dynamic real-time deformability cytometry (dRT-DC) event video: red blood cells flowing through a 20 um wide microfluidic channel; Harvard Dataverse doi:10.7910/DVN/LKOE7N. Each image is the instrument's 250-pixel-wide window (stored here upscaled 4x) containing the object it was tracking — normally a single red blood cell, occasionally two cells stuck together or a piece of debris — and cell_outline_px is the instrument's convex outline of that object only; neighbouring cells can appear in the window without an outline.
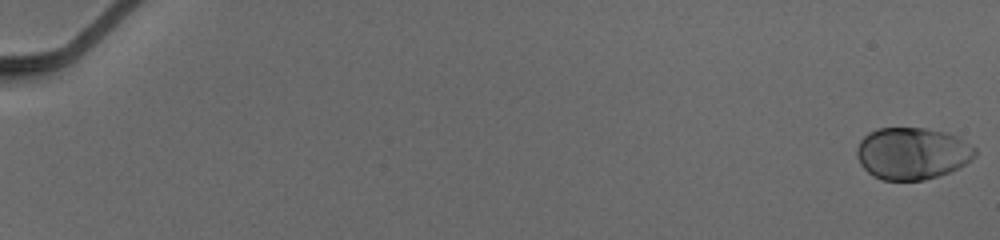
{"species": "human", "species_latin": "Homo sapiens", "temperature_condition": "cold", "stored_images_in_passage": 20, "camera_frame_rate_fps": 3000, "um_per_image_px": 0.085, "donor": {"sex": "male"}, "frame": {"image": 1, "passage_image": 1, "time_ms": 0.0, "image_size_px": [1000, 240], "cell_outline_px": [[976, 156], [964, 164], [948, 172], [924, 180], [884, 180], [872, 176], [860, 164], [856, 152], [856, 148], [860, 140], [868, 132], [876, 128], [924, 128], [944, 132], [956, 136], [976, 148]], "centroid_in_image_um": [77.5, 13.03], "position_along_channel_um": 7.5, "area_um2": 35.72}}
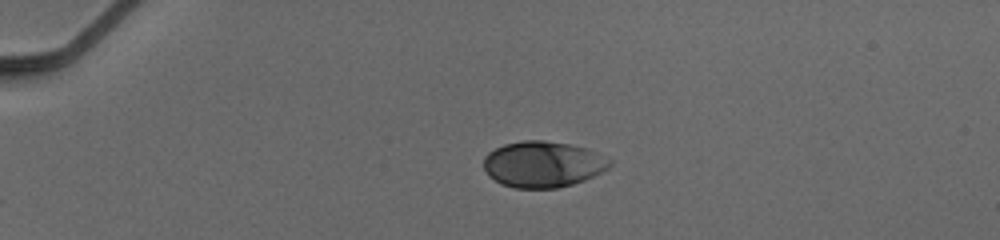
{"frame": {"image": 2, "passage_image": 15, "time_ms": 4.667, "image_size_px": [1000, 240], "cell_outline_px": [[612, 164], [608, 168], [584, 180], [572, 184], [556, 188], [512, 188], [500, 184], [488, 176], [484, 168], [484, 156], [488, 152], [504, 144], [524, 140], [544, 140], [568, 144], [584, 148], [612, 160]], "centroid_in_image_um": [46.1, 13.97], "position_along_channel_um": 38.9, "area_um2": 33.76}}